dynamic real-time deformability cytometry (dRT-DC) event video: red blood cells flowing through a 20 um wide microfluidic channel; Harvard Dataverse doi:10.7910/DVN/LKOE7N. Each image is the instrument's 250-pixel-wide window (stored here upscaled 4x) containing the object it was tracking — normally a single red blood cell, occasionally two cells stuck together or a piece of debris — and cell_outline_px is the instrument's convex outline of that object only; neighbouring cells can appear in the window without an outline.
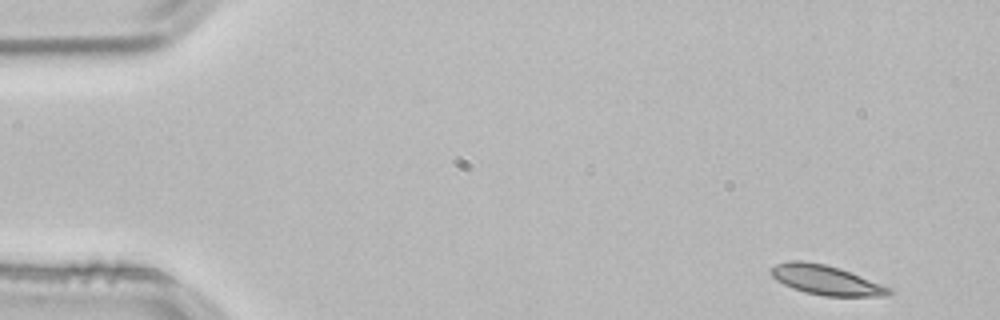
{"species": "common noctule bat (a hibernating species)", "species_latin": "Nyctalus noctula", "temperature_condition": "room temperature", "stored_images_in_passage": 51, "camera_frame_rate_fps": 3000, "um_per_image_px": 0.085, "animal": {"sex": "male", "body_mass_g": 21.5, "forearm_length_mm": 52.0}, "frame": {"image": 1, "passage_image": 1, "time_ms": 0.0, "image_size_px": [1000, 320], "cell_outline_px": [[892, 292], [888, 296], [824, 296], [804, 292], [792, 288], [776, 280], [768, 272], [776, 264], [788, 260], [800, 260], [824, 264], [840, 268], [892, 288]], "centroid_in_image_um": [70.19, 23.8], "position_along_channel_um": 14.8, "area_um2": 20.4}}
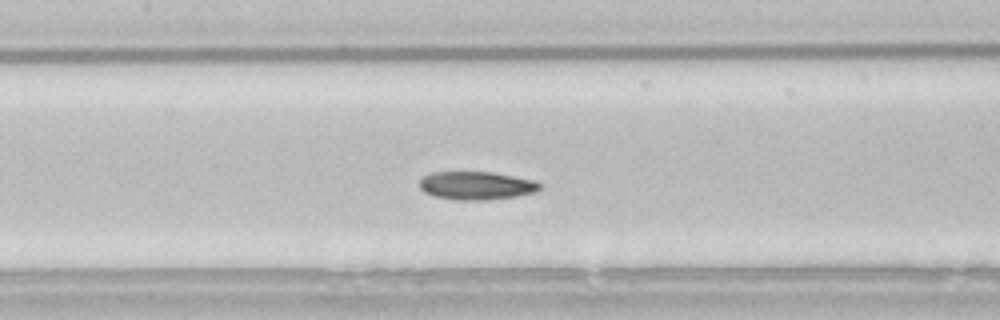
{"frame": {"image": 2, "passage_image": 22, "time_ms": 7.0, "image_size_px": [1000, 320], "cell_outline_px": [[540, 188], [536, 192], [516, 196], [484, 200], [464, 200], [436, 196], [424, 192], [420, 188], [420, 176], [432, 172], [492, 172], [536, 180], [540, 184]], "centroid_in_image_um": [40.49, 15.76], "position_along_channel_um": 166.9, "area_um2": 19.71}}
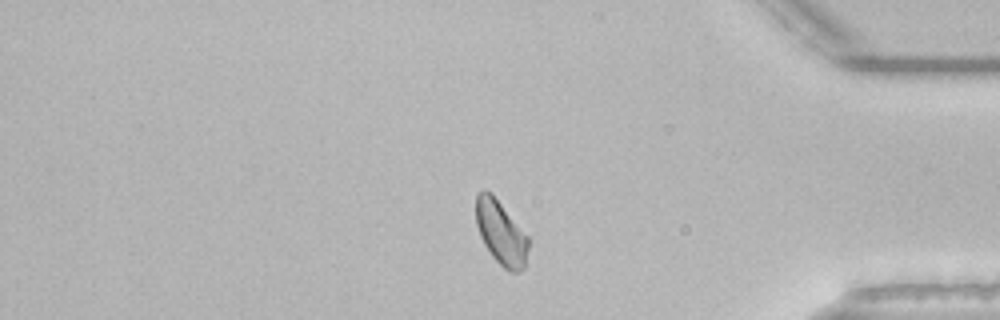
{"frame": {"image": 3, "passage_image": 42, "time_ms": 13.667, "image_size_px": [1000, 320], "cell_outline_px": [[528, 248], [524, 268], [520, 272], [508, 272], [492, 256], [484, 244], [480, 236], [476, 224], [476, 192], [484, 188], [492, 192], [528, 236]], "centroid_in_image_um": [42.56, 19.75], "position_along_channel_um": 392.6, "area_um2": 19.77}, "authors_computed_cell_mechanics": {"area_um2": 19.7676, "velocity_mm_per_s": 3.7941, "shape_relaxation_time_tau1_ms": 6.0926, "shape_relaxation_time_tau2_ms": 7.5969, "deformation_change_tau1": 0.1295, "deformation_change_tau2": 0.107}}